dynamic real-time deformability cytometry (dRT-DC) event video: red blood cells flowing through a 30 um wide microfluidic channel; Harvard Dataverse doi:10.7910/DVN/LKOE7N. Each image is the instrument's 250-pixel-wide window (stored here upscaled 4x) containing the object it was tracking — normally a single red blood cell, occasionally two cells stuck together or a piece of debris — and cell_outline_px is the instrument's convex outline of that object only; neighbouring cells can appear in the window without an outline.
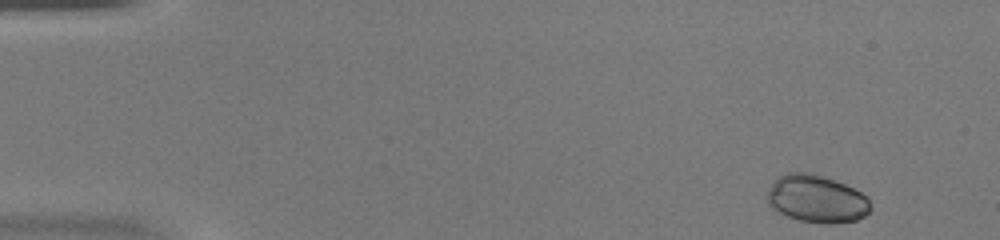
{"species": "common noctule bat (a hibernating species)", "species_latin": "Nyctalus noctula", "temperature_condition": "warm", "stored_images_in_passage": 45, "camera_frame_rate_fps": 3000, "um_per_image_px": 0.085, "animal": {"sex": "female", "body_mass_g": 20.0, "forearm_length_mm": 54.0}, "frame": {"image": 1, "passage_image": 1, "time_ms": 0.0, "image_size_px": [1000, 240], "cell_outline_px": [[872, 208], [864, 216], [856, 220], [836, 224], [824, 224], [800, 220], [776, 212], [768, 204], [768, 188], [772, 180], [788, 172], [812, 172], [844, 184], [868, 196]], "centroid_in_image_um": [69.4, 16.91], "position_along_channel_um": 15.6, "area_um2": 28.9}}
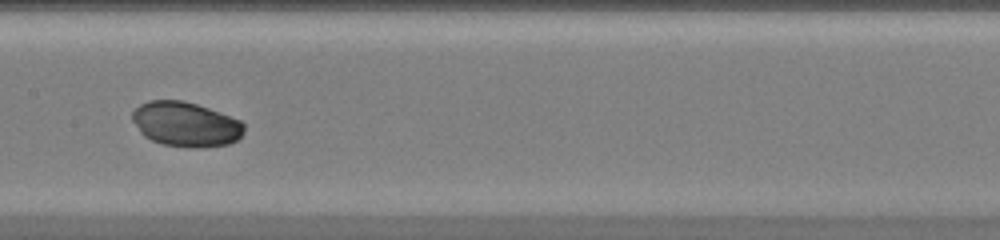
{"frame": {"image": 2, "passage_image": 22, "time_ms": 7.0, "image_size_px": [1000, 240], "cell_outline_px": [[244, 132], [236, 140], [228, 144], [204, 148], [188, 148], [164, 144], [152, 140], [144, 136], [140, 132], [132, 120], [132, 112], [140, 104], [148, 100], [184, 100], [220, 112], [240, 120], [244, 124]], "centroid_in_image_um": [15.78, 10.56], "position_along_channel_um": 191.6, "area_um2": 29.25}}
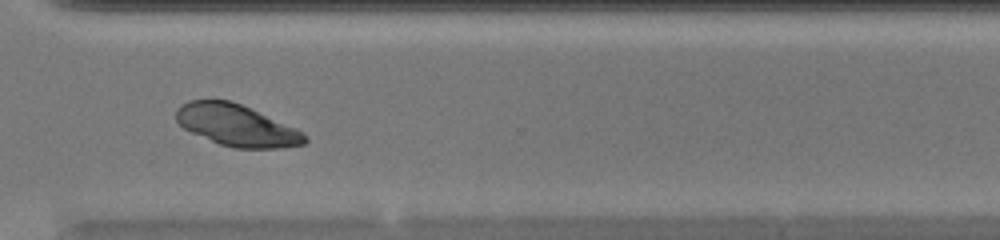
{"frame": {"image": 3, "passage_image": 33, "time_ms": 10.667, "image_size_px": [1000, 240], "cell_outline_px": [[308, 140], [304, 144], [284, 148], [232, 148], [220, 144], [192, 132], [184, 128], [176, 120], [176, 108], [180, 104], [188, 100], [228, 100], [240, 104], [296, 128], [304, 132], [308, 136]], "centroid_in_image_um": [20.13, 10.66], "position_along_channel_um": 350.5, "area_um2": 31.04}}